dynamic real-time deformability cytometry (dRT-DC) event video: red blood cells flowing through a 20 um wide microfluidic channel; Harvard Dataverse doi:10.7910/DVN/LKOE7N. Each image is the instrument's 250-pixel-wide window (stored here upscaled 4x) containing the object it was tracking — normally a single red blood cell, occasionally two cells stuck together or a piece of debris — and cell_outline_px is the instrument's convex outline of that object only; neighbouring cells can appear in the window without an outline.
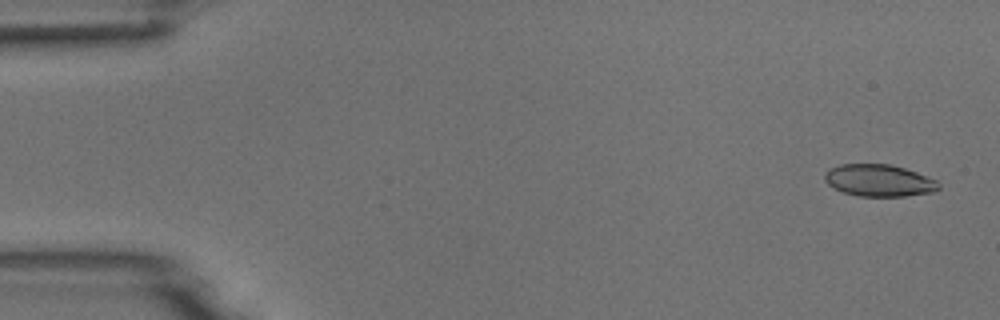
{"species": "common noctule bat (a hibernating species)", "species_latin": "Nyctalus noctula", "temperature_condition": "room temperature", "stored_images_in_passage": 4, "camera_frame_rate_fps": 3000, "um_per_image_px": 0.085, "animal": {"sex": "male", "body_mass_g": 18.8}, "frame": {"image": 1, "passage_image": 1, "time_ms": 0.0, "image_size_px": [1000, 320], "cell_outline_px": [[940, 188], [932, 192], [904, 196], [860, 196], [844, 192], [828, 184], [824, 180], [824, 176], [828, 168], [840, 164], [888, 164], [904, 168], [916, 172], [936, 180], [940, 184]], "centroid_in_image_um": [74.7, 15.33], "position_along_channel_um": 10.3, "area_um2": 21.1}}
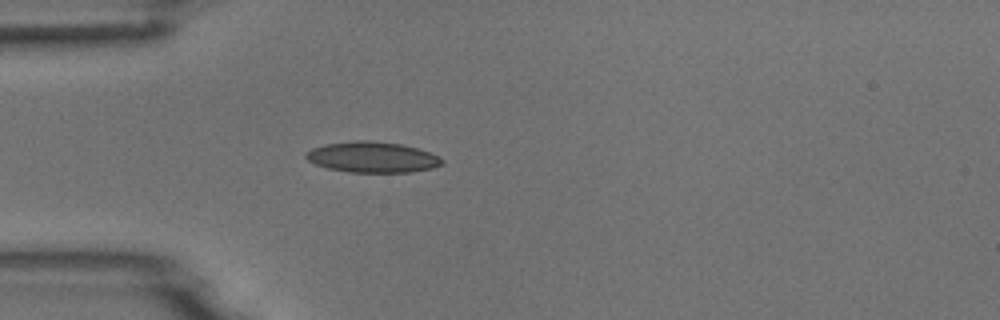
{"frame": {"image": 2, "passage_image": 4, "time_ms": 1.0, "image_size_px": [1000, 320], "cell_outline_px": [[444, 164], [432, 168], [412, 172], [348, 172], [328, 168], [316, 164], [308, 160], [304, 156], [312, 148], [324, 144], [356, 140], [372, 140], [400, 144], [416, 148], [428, 152], [444, 160]], "centroid_in_image_um": [31.65, 13.36], "position_along_channel_um": 53.4, "area_um2": 24.28}}